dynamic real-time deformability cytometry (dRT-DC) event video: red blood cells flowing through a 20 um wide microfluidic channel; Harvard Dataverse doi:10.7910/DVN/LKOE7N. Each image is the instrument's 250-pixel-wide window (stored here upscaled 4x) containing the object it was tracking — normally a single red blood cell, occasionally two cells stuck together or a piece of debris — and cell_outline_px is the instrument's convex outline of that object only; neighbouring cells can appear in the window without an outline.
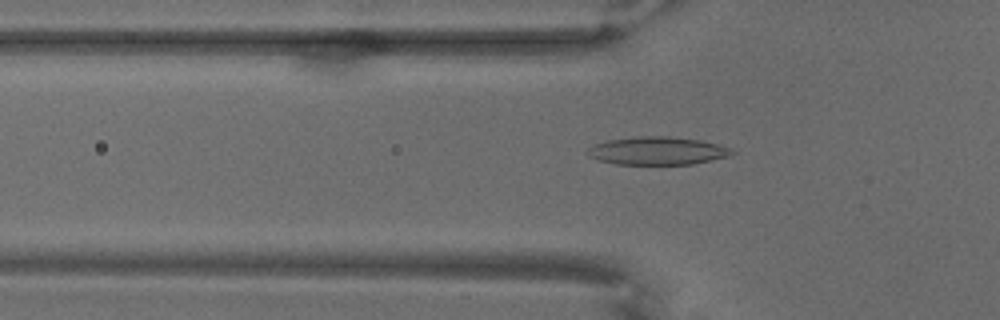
{"species": "common noctule bat (a hibernating species)", "species_latin": "Nyctalus noctula", "temperature_condition": "warm", "stored_images_in_passage": 70, "camera_frame_rate_fps": 3000, "um_per_image_px": 0.085, "animal": {"sex": "male", "body_mass_g": 18.8}, "frame": {"image": 1, "passage_image": 24, "time_ms": 7.667, "image_size_px": [1000, 320], "cell_outline_px": [[736, 152], [728, 156], [692, 164], [616, 164], [600, 160], [588, 156], [584, 152], [588, 148], [596, 144], [608, 140], [636, 136], [668, 136], [700, 140], [732, 148]], "centroid_in_image_um": [55.86, 12.81], "position_along_channel_um": 69.9, "area_um2": 23.47}}
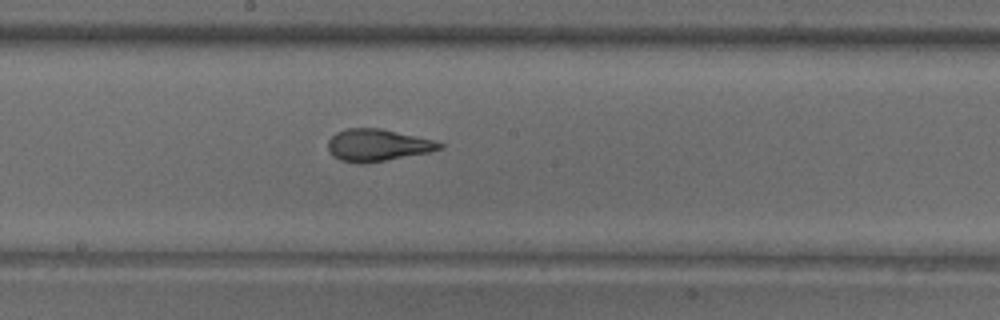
{"frame": {"image": 2, "passage_image": 39, "time_ms": 12.667, "image_size_px": [1000, 320], "cell_outline_px": [[444, 148], [428, 152], [384, 160], [360, 164], [340, 160], [332, 156], [328, 152], [328, 140], [336, 132], [348, 128], [380, 128], [432, 140], [444, 144]], "centroid_in_image_um": [32.04, 12.34], "position_along_channel_um": 216.2, "area_um2": 20.63}}
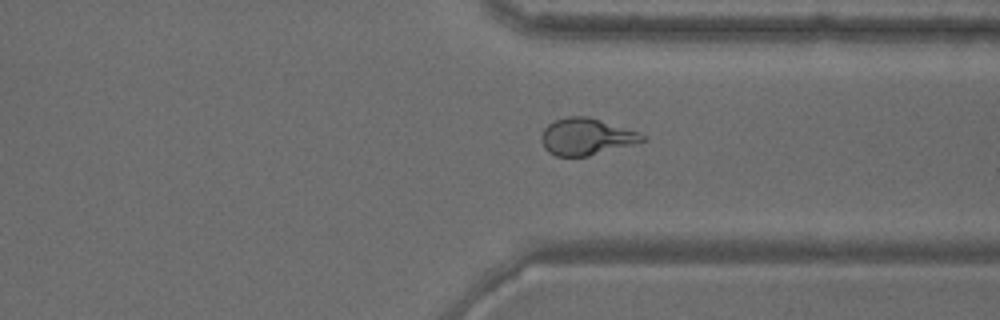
{"frame": {"image": 3, "passage_image": 54, "time_ms": 17.667, "image_size_px": [1000, 320], "cell_outline_px": [[648, 140], [588, 156], [556, 156], [548, 152], [544, 148], [540, 140], [540, 136], [544, 128], [548, 124], [556, 120], [568, 116], [588, 116], [636, 132], [644, 136]], "centroid_in_image_um": [49.77, 11.62], "position_along_channel_um": 361.6, "area_um2": 21.39}}